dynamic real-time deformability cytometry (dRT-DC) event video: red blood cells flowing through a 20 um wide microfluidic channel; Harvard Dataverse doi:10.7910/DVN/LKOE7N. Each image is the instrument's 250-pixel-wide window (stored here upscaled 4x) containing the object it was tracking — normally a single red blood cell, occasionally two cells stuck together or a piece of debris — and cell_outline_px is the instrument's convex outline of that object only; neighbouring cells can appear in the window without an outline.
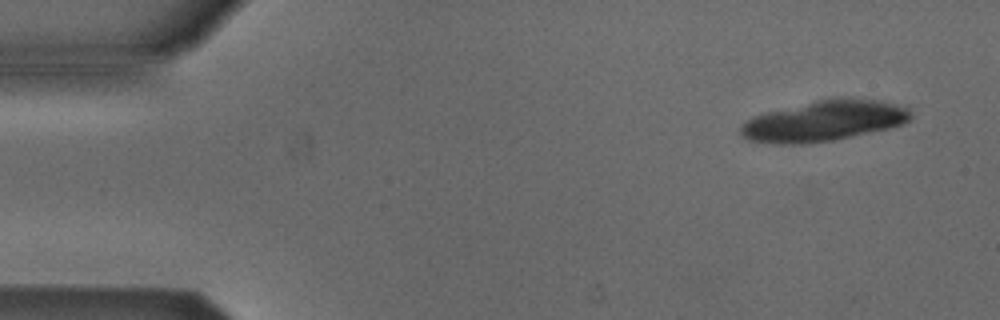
{"species": "Egyptian fruit bat (a non-hibernating species)", "species_latin": "Rousettus aegyptiacus", "temperature_condition": "cold", "stored_images_in_passage": 6, "camera_frame_rate_fps": 3000, "um_per_image_px": 0.085, "animal": {"sex": "male"}, "frame": {"image": 1, "passage_image": 1, "time_ms": 0.0, "image_size_px": [1000, 320], "cell_outline_px": [[912, 116], [904, 124], [888, 128], [832, 140], [804, 144], [776, 144], [748, 140], [740, 132], [740, 128], [744, 120], [752, 116], [816, 100], [880, 100], [908, 108], [912, 112]], "centroid_in_image_um": [69.99, 10.31], "position_along_channel_um": 15.0, "area_um2": 39.36}}
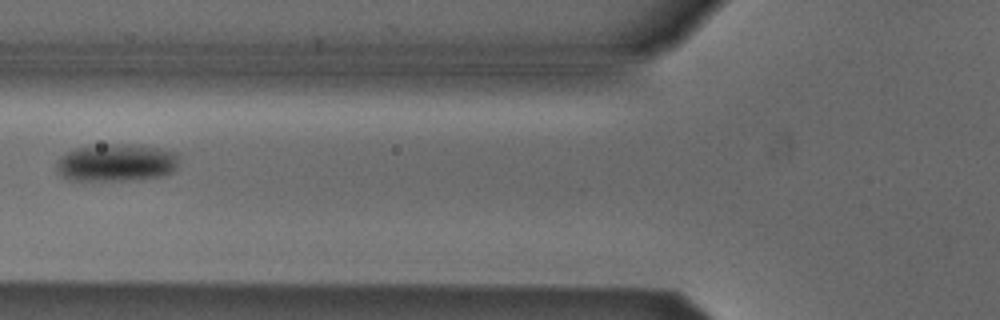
{"frame": {"image": 2, "passage_image": 5, "time_ms": 5.667, "image_size_px": [1000, 320], "cell_outline_px": [[180, 164], [172, 172], [164, 176], [128, 180], [72, 180], [64, 176], [56, 168], [56, 160], [60, 156], [76, 148], [104, 144], [132, 144], [160, 148], [176, 152], [180, 156]], "centroid_in_image_um": [9.96, 13.82], "position_along_channel_um": 115.8, "area_um2": 26.99}}
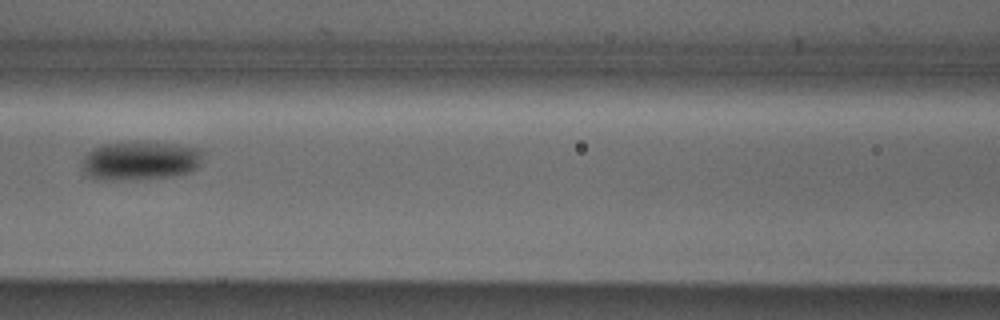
{"frame": {"image": 3, "passage_image": 6, "time_ms": 6.667, "image_size_px": [1000, 320], "cell_outline_px": [[204, 152], [200, 164], [196, 168], [188, 172], [172, 176], [116, 180], [100, 180], [88, 176], [84, 168], [84, 156], [88, 152], [104, 144], [148, 140], [176, 144], [196, 148]], "centroid_in_image_um": [11.96, 13.63], "position_along_channel_um": 154.6, "area_um2": 27.34}}